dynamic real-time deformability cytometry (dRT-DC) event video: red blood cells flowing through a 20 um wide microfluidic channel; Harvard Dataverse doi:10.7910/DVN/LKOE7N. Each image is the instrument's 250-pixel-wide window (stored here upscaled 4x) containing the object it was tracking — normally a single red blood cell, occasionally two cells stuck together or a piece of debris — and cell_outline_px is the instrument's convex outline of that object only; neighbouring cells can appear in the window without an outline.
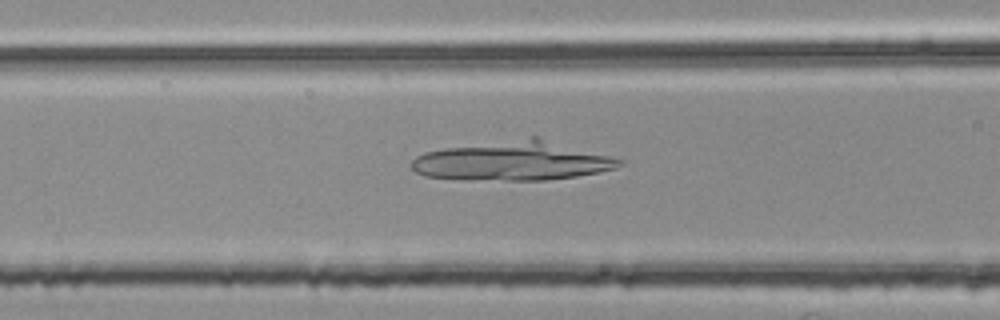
{"species": "common noctule bat (a hibernating species)", "species_latin": "Nyctalus noctula", "temperature_condition": "room temperature", "stored_images_in_passage": 28, "camera_frame_rate_fps": 3000, "um_per_image_px": 0.085, "animal": {"sex": "female", "body_mass_g": 25.1}, "frame": {"image": 1, "passage_image": 8, "time_ms": 2.333, "image_size_px": [1000, 320], "cell_outline_px": [[624, 164], [616, 168], [600, 172], [576, 176], [544, 180], [460, 180], [424, 176], [416, 172], [412, 168], [412, 160], [416, 156], [424, 152], [444, 148], [528, 136], [536, 136], [624, 160]], "centroid_in_image_um": [43.58, 13.68], "position_along_channel_um": 123.0, "area_um2": 47.8}}
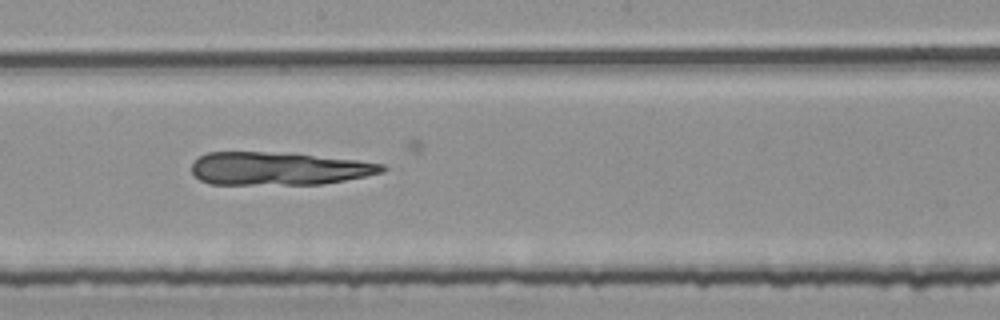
{"frame": {"image": 2, "passage_image": 16, "time_ms": 5.0, "image_size_px": [1000, 320], "cell_outline_px": [[388, 168], [384, 172], [344, 180], [320, 184], [208, 184], [200, 180], [192, 172], [192, 164], [200, 156], [208, 152], [292, 152], [356, 160], [384, 164]], "centroid_in_image_um": [23.7, 14.31], "position_along_channel_um": 224.5, "area_um2": 36.82}}
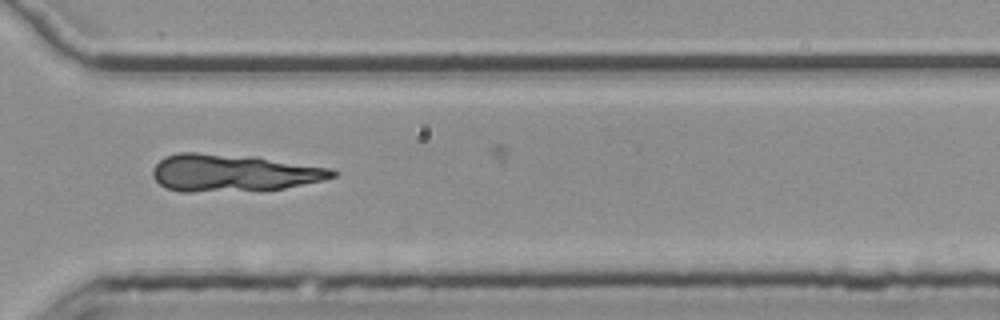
{"frame": {"image": 3, "passage_image": 26, "time_ms": 8.333, "image_size_px": [1000, 320], "cell_outline_px": [[340, 172], [336, 176], [324, 180], [284, 188], [192, 192], [180, 192], [164, 188], [152, 176], [152, 168], [164, 156], [180, 152], [196, 152], [256, 156], [332, 168]], "centroid_in_image_um": [19.83, 14.67], "position_along_channel_um": 350.8, "area_um2": 39.36}}